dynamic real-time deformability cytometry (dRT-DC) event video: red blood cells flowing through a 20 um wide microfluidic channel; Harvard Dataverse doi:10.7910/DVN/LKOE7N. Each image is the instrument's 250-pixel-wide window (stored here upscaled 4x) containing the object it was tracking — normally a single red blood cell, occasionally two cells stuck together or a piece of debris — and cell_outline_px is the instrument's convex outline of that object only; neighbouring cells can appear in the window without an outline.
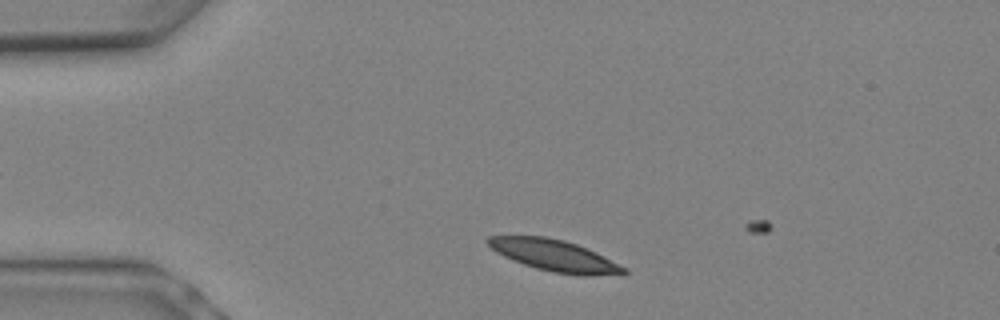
{"species": "Egyptian fruit bat (a non-hibernating species)", "species_latin": "Rousettus aegyptiacus", "temperature_condition": "warm", "stored_images_in_passage": 4, "camera_frame_rate_fps": 3000, "um_per_image_px": 0.085, "animal": {"sex": "female"}, "frame": {"image": 1, "passage_image": 3, "time_ms": 0.667, "image_size_px": [1000, 320], "cell_outline_px": [[628, 272], [624, 276], [552, 272], [536, 268], [512, 260], [496, 252], [484, 240], [488, 236], [548, 236], [564, 240], [576, 244], [596, 252], [628, 268]], "centroid_in_image_um": [47.15, 21.7], "position_along_channel_um": 37.8, "area_um2": 24.74}}